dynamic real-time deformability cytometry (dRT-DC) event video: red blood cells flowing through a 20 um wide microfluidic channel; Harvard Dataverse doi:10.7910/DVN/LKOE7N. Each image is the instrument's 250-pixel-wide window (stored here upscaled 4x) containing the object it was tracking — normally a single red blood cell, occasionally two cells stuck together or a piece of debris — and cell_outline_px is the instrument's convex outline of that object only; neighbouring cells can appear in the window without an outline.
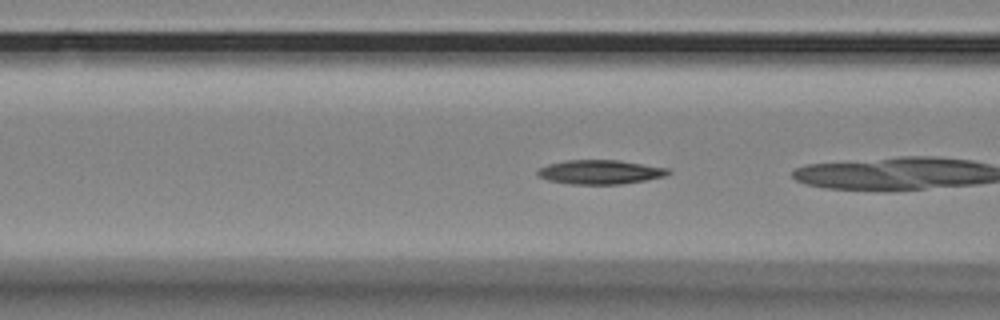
{"species": "Egyptian fruit bat (a non-hibernating species)", "species_latin": "Rousettus aegyptiacus", "temperature_condition": "room temperature", "stored_images_in_passage": 20, "camera_frame_rate_fps": 3000, "um_per_image_px": 0.085, "animal": {"sex": "female"}, "frame": {"image": 1, "passage_image": 19, "time_ms": 6.0, "image_size_px": [1000, 320], "cell_outline_px": [[672, 172], [664, 176], [644, 180], [620, 184], [568, 184], [548, 180], [540, 176], [536, 172], [540, 168], [548, 164], [564, 160], [616, 160], [668, 168]], "centroid_in_image_um": [50.99, 14.62], "position_along_channel_um": 115.6, "area_um2": 18.21}}